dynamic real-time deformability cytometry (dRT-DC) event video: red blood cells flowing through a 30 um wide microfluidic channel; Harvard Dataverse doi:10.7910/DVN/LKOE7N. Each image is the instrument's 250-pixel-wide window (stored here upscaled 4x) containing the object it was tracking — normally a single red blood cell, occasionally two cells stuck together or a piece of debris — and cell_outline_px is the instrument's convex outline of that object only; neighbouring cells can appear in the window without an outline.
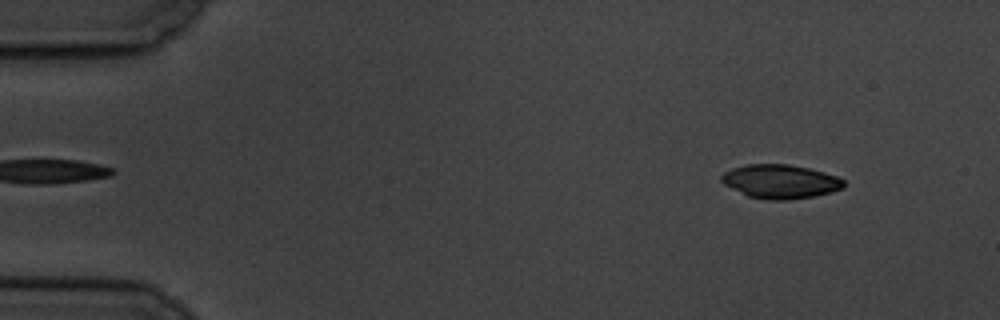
{"species": "common noctule bat (a hibernating species)", "species_latin": "Nyctalus noctula", "temperature_condition": "cold", "stored_images_in_passage": 4, "camera_frame_rate_fps": 3000, "um_per_image_px": 0.085, "animal": {"sex": "male", "body_mass_g": 19.5, "forearm_length_mm": 54.6}, "frame": {"image": 1, "passage_image": 1, "time_ms": 0.0, "image_size_px": [1000, 320], "cell_outline_px": [[844, 188], [832, 192], [812, 196], [788, 200], [768, 200], [748, 196], [724, 184], [720, 180], [720, 176], [724, 172], [732, 168], [748, 164], [788, 164], [808, 168], [824, 172], [836, 176], [844, 180]], "centroid_in_image_um": [66.32, 15.42], "position_along_channel_um": 18.7, "area_um2": 24.1}}
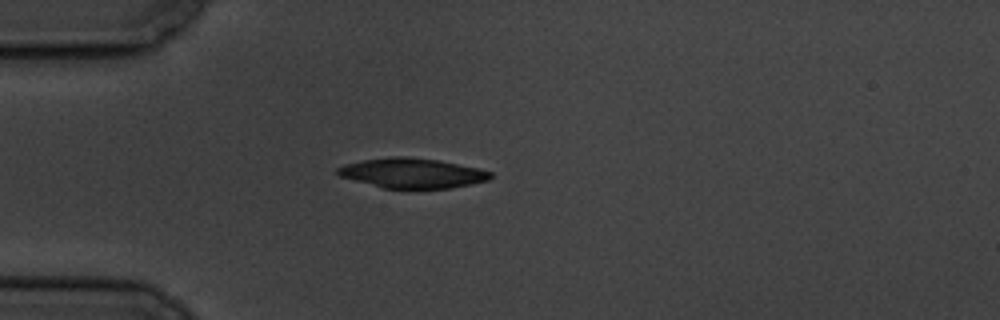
{"frame": {"image": 2, "passage_image": 4, "time_ms": 3.333, "image_size_px": [1000, 320], "cell_outline_px": [[492, 176], [488, 180], [472, 184], [452, 188], [384, 188], [340, 176], [336, 172], [336, 168], [344, 164], [364, 160], [392, 156], [408, 156], [436, 160], [480, 168], [492, 172]], "centroid_in_image_um": [35.06, 14.71], "position_along_channel_um": 49.9, "area_um2": 26.47}}